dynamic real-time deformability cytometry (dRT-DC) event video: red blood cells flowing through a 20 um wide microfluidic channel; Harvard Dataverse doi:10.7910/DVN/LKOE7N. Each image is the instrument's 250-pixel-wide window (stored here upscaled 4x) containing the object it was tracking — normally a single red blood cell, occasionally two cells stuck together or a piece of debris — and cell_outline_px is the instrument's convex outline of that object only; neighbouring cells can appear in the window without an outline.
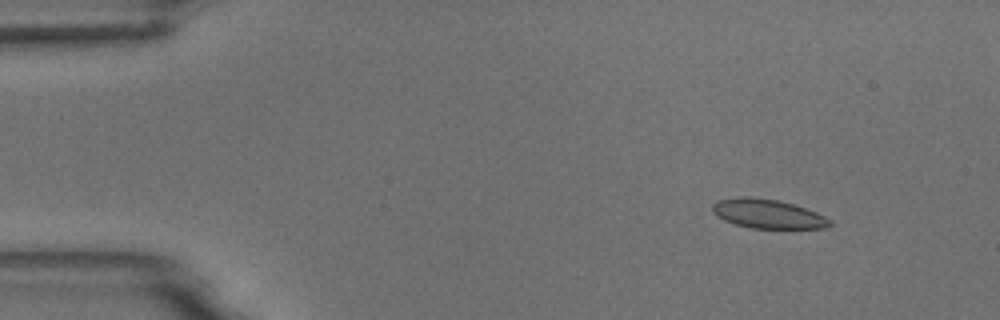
{"species": "common noctule bat (a hibernating species)", "species_latin": "Nyctalus noctula", "temperature_condition": "room temperature", "stored_images_in_passage": 5, "segment_of_instrument_passage": [1, 2], "camera_frame_rate_fps": 3000, "um_per_image_px": 0.085, "animal": {"sex": "male", "body_mass_g": 18.8}, "frame": {"image": 1, "passage_image": 2, "time_ms": 1.0, "image_size_px": [1000, 320], "cell_outline_px": [[832, 224], [828, 228], [752, 228], [736, 224], [724, 220], [716, 216], [712, 212], [712, 204], [716, 200], [736, 196], [744, 196], [780, 200], [816, 212], [832, 220]], "centroid_in_image_um": [65.23, 18.16], "position_along_channel_um": 19.8, "area_um2": 20.06}}